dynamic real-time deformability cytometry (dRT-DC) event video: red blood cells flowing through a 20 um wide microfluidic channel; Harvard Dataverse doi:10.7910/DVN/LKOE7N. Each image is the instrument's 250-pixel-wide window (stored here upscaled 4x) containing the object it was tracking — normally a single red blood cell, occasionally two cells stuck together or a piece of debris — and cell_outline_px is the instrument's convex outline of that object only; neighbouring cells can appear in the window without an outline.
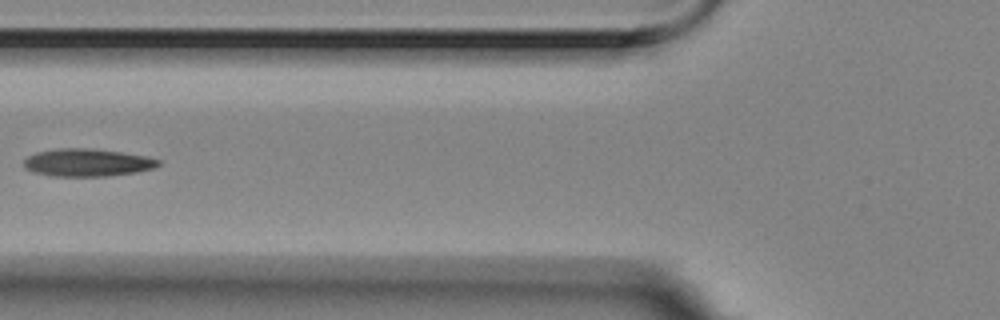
{"species": "Egyptian fruit bat (a non-hibernating species)", "species_latin": "Rousettus aegyptiacus", "temperature_condition": "room temperature", "stored_images_in_passage": 8, "camera_frame_rate_fps": 3000, "um_per_image_px": 0.085, "animal": {"sex": "female"}, "frame": {"image": 1, "passage_image": 7, "time_ms": 2.0, "image_size_px": [1000, 320], "cell_outline_px": [[160, 164], [152, 168], [136, 172], [108, 176], [52, 176], [32, 172], [24, 168], [24, 160], [28, 156], [36, 152], [56, 148], [92, 148], [148, 156], [160, 160]], "centroid_in_image_um": [7.39, 13.81], "position_along_channel_um": 118.4, "area_um2": 21.79}}
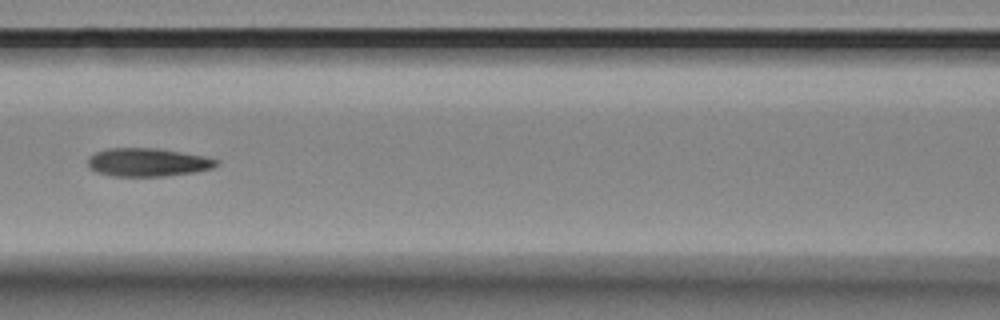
{"frame": {"image": 2, "passage_image": 8, "time_ms": 2.333, "image_size_px": [1000, 320], "cell_outline_px": [[220, 164], [212, 168], [196, 172], [164, 176], [112, 176], [96, 172], [88, 168], [88, 156], [96, 152], [108, 148], [156, 148], [204, 156], [220, 160]], "centroid_in_image_um": [12.55, 13.8], "position_along_channel_um": 154.1, "area_um2": 21.33}}